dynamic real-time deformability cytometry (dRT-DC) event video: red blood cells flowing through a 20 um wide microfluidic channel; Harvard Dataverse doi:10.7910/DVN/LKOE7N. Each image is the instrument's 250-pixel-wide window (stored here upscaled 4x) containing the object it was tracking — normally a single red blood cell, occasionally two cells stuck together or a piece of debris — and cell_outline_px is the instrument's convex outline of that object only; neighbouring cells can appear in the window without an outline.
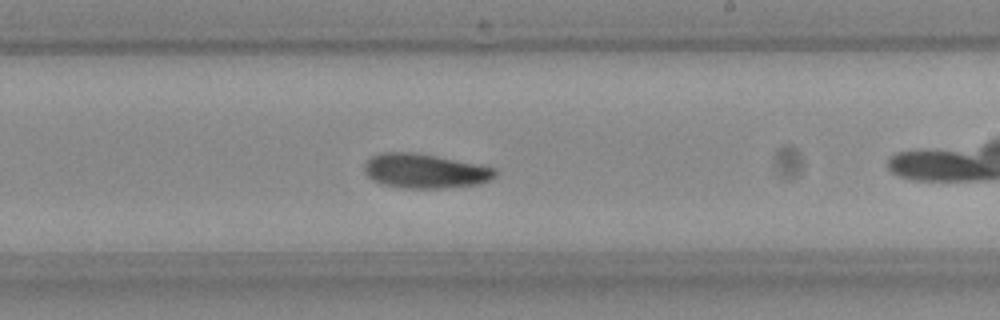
{"species": "Egyptian fruit bat (a non-hibernating species)", "species_latin": "Rousettus aegyptiacus", "temperature_condition": "room temperature", "stored_images_in_passage": 40, "camera_frame_rate_fps": 3000, "um_per_image_px": 0.085, "frame": {"image": 1, "passage_image": 18, "time_ms": 5.667, "image_size_px": [1000, 320], "cell_outline_px": [[496, 176], [480, 184], [444, 188], [404, 188], [380, 184], [372, 180], [364, 172], [364, 164], [372, 156], [380, 152], [412, 152], [436, 156], [496, 168]], "centroid_in_image_um": [36.08, 14.54], "position_along_channel_um": 252.9, "area_um2": 26.24}, "authors_computed_cell_mechanics": {"area_um2": 25.9522, "velocity_mm_per_s": 3.9315, "shape_relaxation_time_tau1_ms": 9.196, "shape_relaxation_time_tau2_ms": 6.8571, "deformation_change_tau1": 0.1784, "deformation_change_tau2": 0.1292}}